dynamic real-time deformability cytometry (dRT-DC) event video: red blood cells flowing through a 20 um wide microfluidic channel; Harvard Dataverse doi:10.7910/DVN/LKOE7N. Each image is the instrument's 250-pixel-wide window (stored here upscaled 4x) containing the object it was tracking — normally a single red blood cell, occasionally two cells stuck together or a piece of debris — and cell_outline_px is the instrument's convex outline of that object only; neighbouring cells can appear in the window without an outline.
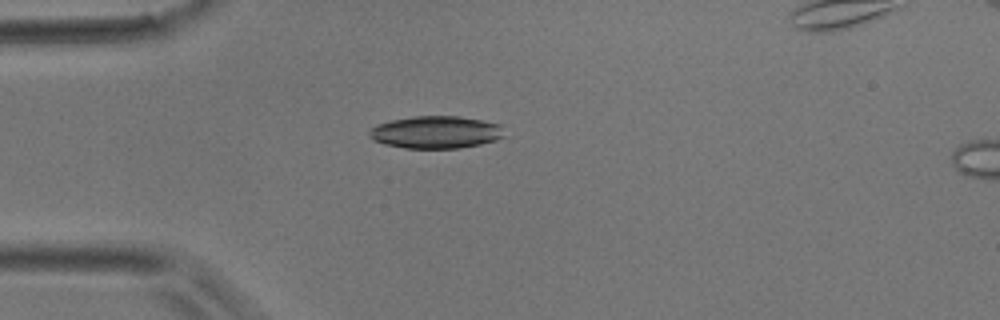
{"species": "common noctule bat (a hibernating species)", "species_latin": "Nyctalus noctula", "temperature_condition": "room temperature", "stored_images_in_passage": 5, "camera_frame_rate_fps": 3000, "um_per_image_px": 0.085, "animal": {"sex": "male", "body_mass_g": 17.9}, "frame": {"image": 1, "passage_image": 4, "time_ms": 1.0, "image_size_px": [1000, 320], "cell_outline_px": [[504, 136], [496, 140], [480, 144], [460, 148], [404, 148], [384, 144], [372, 140], [368, 136], [368, 132], [372, 128], [380, 124], [392, 120], [416, 116], [460, 116], [500, 124]], "centroid_in_image_um": [37.04, 11.24], "position_along_channel_um": 48.0, "area_um2": 25.37}}